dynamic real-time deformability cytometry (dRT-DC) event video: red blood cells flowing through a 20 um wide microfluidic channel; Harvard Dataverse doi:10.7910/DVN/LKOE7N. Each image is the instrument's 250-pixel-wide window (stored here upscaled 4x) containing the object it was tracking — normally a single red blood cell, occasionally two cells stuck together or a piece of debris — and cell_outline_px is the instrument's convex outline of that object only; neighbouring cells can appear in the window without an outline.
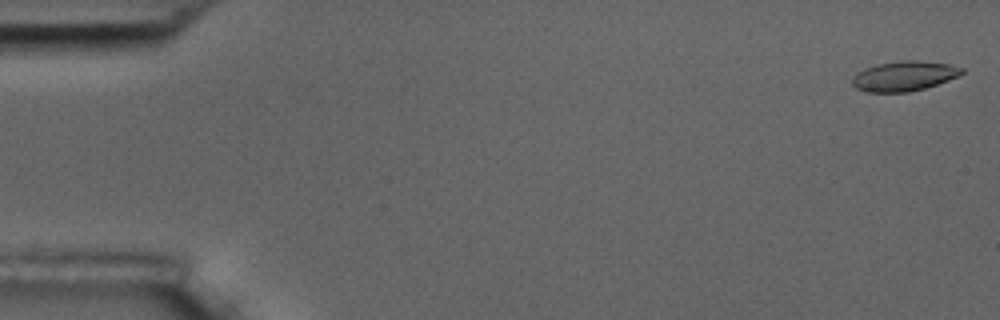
{"species": "common noctule bat (a hibernating species)", "species_latin": "Nyctalus noctula", "temperature_condition": "room temperature", "stored_images_in_passage": 6, "camera_frame_rate_fps": 3000, "um_per_image_px": 0.085, "animal": {"sex": "male", "body_mass_g": 17.5, "forearm_length_mm": 52.3}, "frame": {"image": 1, "passage_image": 1, "time_ms": 0.0, "image_size_px": [1000, 320], "cell_outline_px": [[964, 72], [960, 76], [924, 88], [908, 92], [868, 92], [856, 88], [852, 84], [852, 76], [864, 68], [880, 64], [904, 60], [916, 60], [948, 64], [964, 68]], "centroid_in_image_um": [76.85, 6.46], "position_along_channel_um": 8.1, "area_um2": 18.96}}
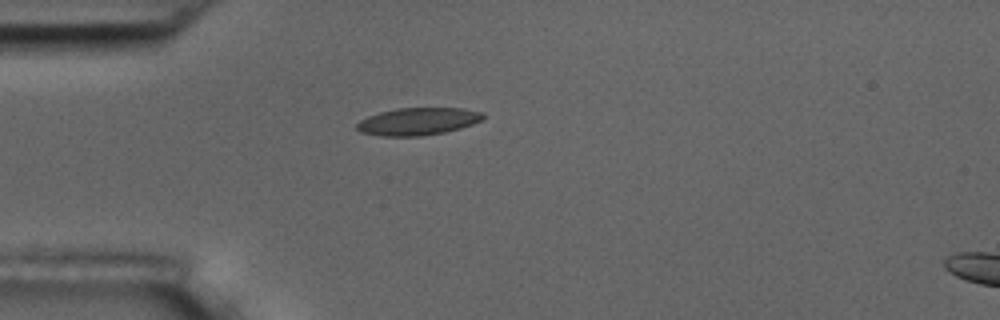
{"frame": {"image": 2, "passage_image": 5, "time_ms": 4.667, "image_size_px": [1000, 320], "cell_outline_px": [[484, 120], [460, 128], [444, 132], [420, 136], [380, 136], [360, 132], [356, 128], [356, 124], [360, 120], [368, 116], [380, 112], [396, 108], [464, 108], [484, 112]], "centroid_in_image_um": [35.53, 10.31], "position_along_channel_um": 49.5, "area_um2": 20.29}}